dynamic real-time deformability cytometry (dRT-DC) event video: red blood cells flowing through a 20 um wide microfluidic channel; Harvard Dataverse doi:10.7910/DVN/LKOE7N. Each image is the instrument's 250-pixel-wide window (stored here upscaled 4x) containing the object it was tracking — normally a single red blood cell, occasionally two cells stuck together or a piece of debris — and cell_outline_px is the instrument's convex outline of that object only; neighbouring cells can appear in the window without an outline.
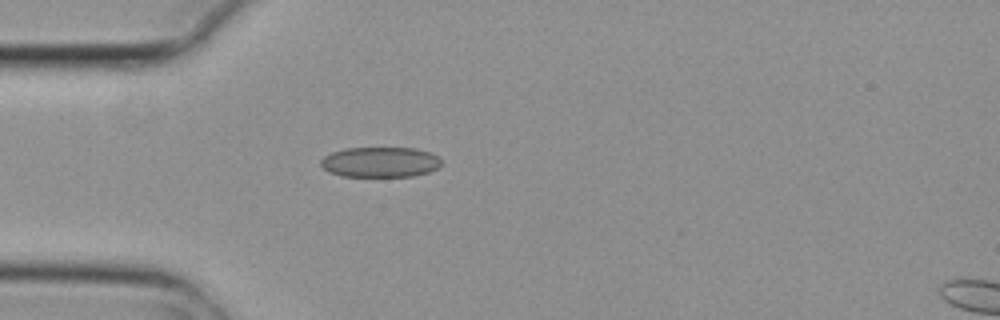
{"species": "common noctule bat (a hibernating species)", "species_latin": "Nyctalus noctula", "temperature_condition": "cold", "stored_images_in_passage": 5, "camera_frame_rate_fps": 3000, "um_per_image_px": 0.085, "animal": {"sex": "female", "body_mass_g": 29.2, "forearm_length_mm": 56.3}, "frame": {"image": 1, "passage_image": 4, "time_ms": 1.0, "image_size_px": [1000, 320], "cell_outline_px": [[440, 164], [436, 168], [428, 172], [412, 176], [340, 176], [328, 172], [320, 164], [320, 160], [324, 156], [332, 152], [344, 148], [416, 148], [428, 152], [436, 156], [440, 160]], "centroid_in_image_um": [32.26, 13.77], "position_along_channel_um": 52.7, "area_um2": 21.15}}